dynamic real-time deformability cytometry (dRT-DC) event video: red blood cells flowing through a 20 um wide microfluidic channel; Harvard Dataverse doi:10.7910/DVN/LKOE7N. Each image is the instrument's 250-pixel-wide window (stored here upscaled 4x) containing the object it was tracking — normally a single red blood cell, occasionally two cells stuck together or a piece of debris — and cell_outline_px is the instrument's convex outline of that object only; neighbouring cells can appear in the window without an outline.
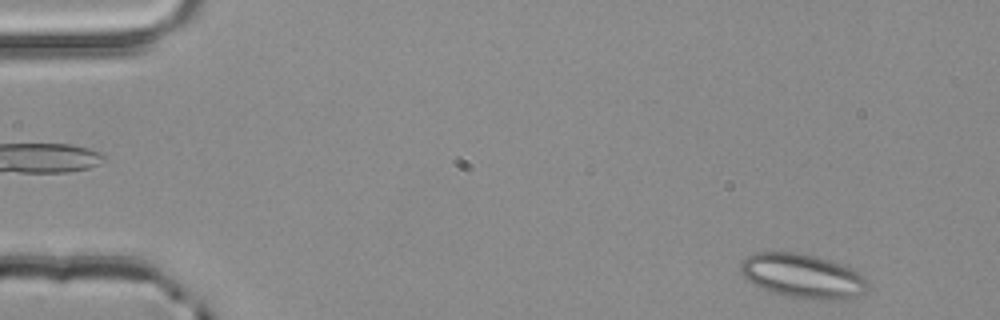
{"species": "common noctule bat (a hibernating species)", "species_latin": "Nyctalus noctula", "temperature_condition": "room temperature", "stored_images_in_passage": 3, "camera_frame_rate_fps": 3000, "um_per_image_px": 0.085, "animal": {"sex": "male", "body_mass_g": 20.4}, "frame": {"image": 1, "passage_image": 1, "time_ms": 0.0, "image_size_px": [1000, 320], "cell_outline_px": [[868, 292], [836, 300], [804, 300], [772, 292], [760, 288], [748, 280], [740, 272], [740, 264], [748, 256], [756, 252], [796, 252], [816, 256], [840, 264], [864, 276], [868, 280]], "centroid_in_image_um": [68.22, 23.47], "position_along_channel_um": 16.8, "area_um2": 32.77}}
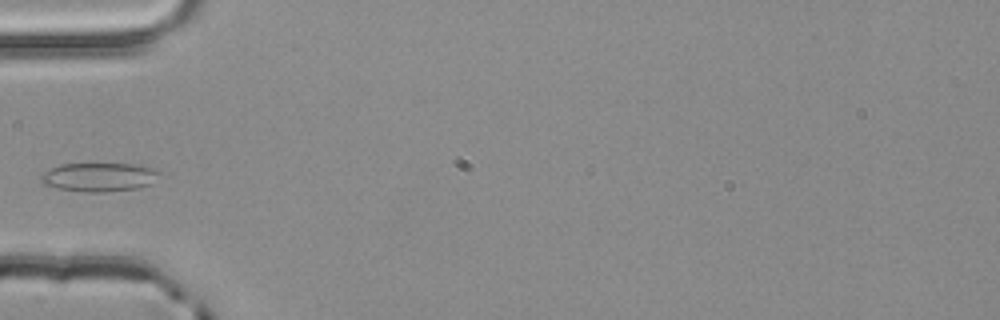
{"frame": {"image": 2, "passage_image": 3, "time_ms": 0.667, "image_size_px": [1000, 320], "cell_outline_px": [[160, 172], [152, 184], [140, 188], [108, 192], [80, 192], [56, 188], [44, 184], [40, 180], [40, 176], [44, 172], [60, 164], [136, 164], [156, 168]], "centroid_in_image_um": [8.45, 15.06], "position_along_channel_um": 76.6, "area_um2": 20.11}}